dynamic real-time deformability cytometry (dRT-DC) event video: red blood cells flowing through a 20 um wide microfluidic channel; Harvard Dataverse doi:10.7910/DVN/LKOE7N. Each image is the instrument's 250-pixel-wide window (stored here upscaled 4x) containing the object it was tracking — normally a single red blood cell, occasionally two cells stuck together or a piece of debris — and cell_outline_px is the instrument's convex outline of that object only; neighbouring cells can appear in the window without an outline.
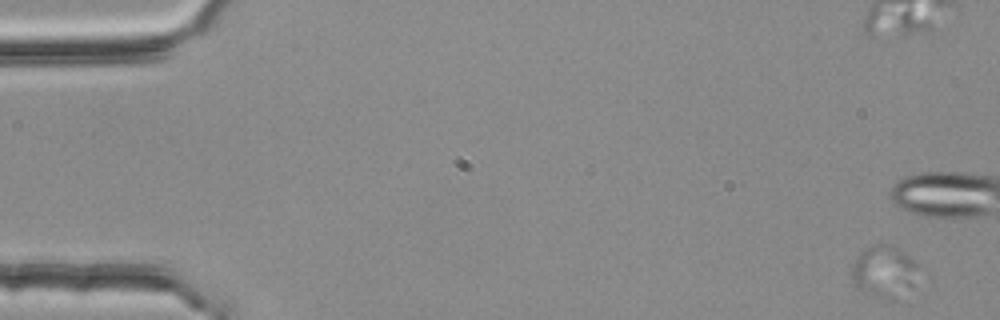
{"species": "common noctule bat (a hibernating species)", "species_latin": "Nyctalus noctula", "temperature_condition": "room temperature", "stored_images_in_passage": 4, "camera_frame_rate_fps": 3000, "um_per_image_px": 0.085, "animal": {"sex": "female", "body_mass_g": 25.1}, "frame": {"image": 1, "passage_image": 1, "time_ms": 0.0, "image_size_px": [1000, 320], "cell_outline_px": [[912, 284], [860, 288], [856, 284], [852, 276], [852, 268], [856, 256], [864, 248], [876, 244], [880, 244], [896, 248], [904, 252], [912, 260]], "centroid_in_image_um": [74.97, 22.72], "position_along_channel_um": 10.0, "area_um2": 15.61}}